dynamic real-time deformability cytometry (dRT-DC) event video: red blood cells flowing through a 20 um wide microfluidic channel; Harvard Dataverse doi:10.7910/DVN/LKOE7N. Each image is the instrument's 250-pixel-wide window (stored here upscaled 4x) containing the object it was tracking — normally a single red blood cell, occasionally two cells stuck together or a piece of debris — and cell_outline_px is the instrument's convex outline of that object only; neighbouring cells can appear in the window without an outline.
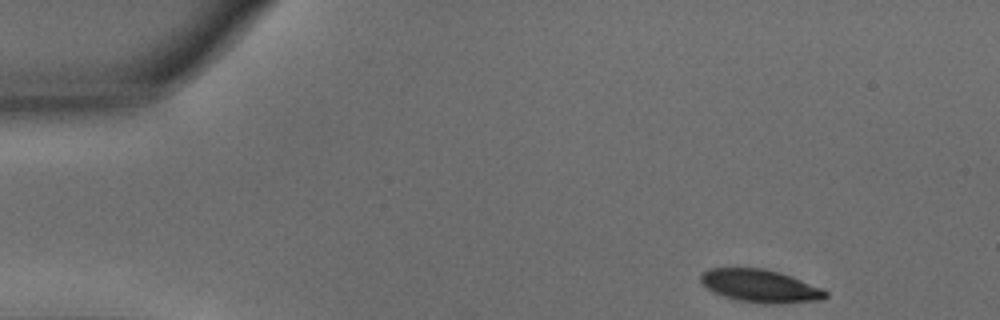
{"species": "common noctule bat (a hibernating species)", "species_latin": "Nyctalus noctula", "temperature_condition": "warm", "stored_images_in_passage": 37, "camera_frame_rate_fps": 3000, "um_per_image_px": 0.085, "animal": {"sex": "male", "body_mass_g": 15.6}, "frame": {"image": 1, "passage_image": 1, "time_ms": 0.0, "image_size_px": [1000, 320], "cell_outline_px": [[828, 296], [824, 300], [780, 304], [764, 304], [736, 300], [712, 292], [700, 280], [700, 272], [708, 268], [764, 268], [800, 280], [820, 288], [828, 292]], "centroid_in_image_um": [64.59, 24.32], "position_along_channel_um": 20.4, "area_um2": 23.87}}
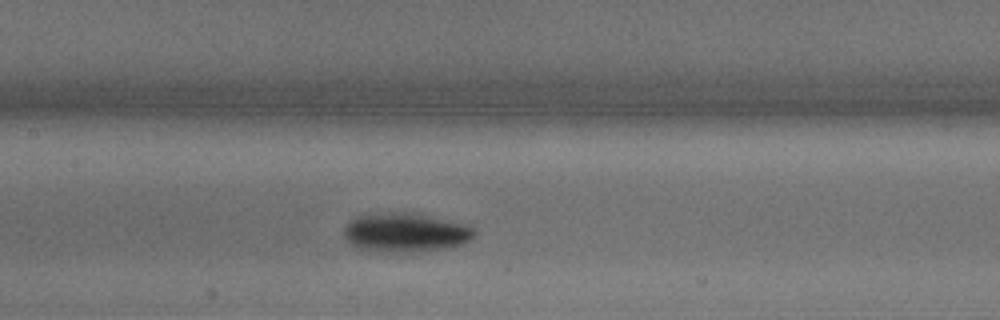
{"frame": {"image": 2, "passage_image": 20, "time_ms": 6.333, "image_size_px": [1000, 320], "cell_outline_px": [[476, 236], [452, 248], [416, 252], [372, 252], [360, 248], [352, 244], [344, 236], [344, 228], [352, 220], [360, 216], [392, 212], [404, 212], [468, 224], [476, 228]], "centroid_in_image_um": [34.52, 19.79], "position_along_channel_um": 172.9, "area_um2": 29.59}}
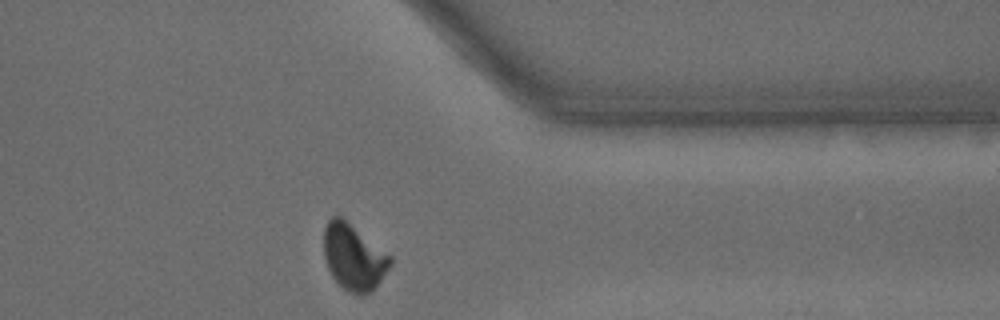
{"frame": {"image": 3, "passage_image": 37, "time_ms": 12.0, "image_size_px": [1000, 320], "cell_outline_px": [[392, 264], [372, 292], [360, 296], [348, 292], [332, 276], [328, 268], [324, 256], [324, 228], [328, 220], [332, 216], [340, 216], [392, 256]], "centroid_in_image_um": [30.07, 21.87], "position_along_channel_um": 381.3, "area_um2": 25.49}, "authors_computed_cell_mechanics": {"area_um2": 27.455, "velocity_mm_per_s": 3.8278, "shape_relaxation_time_tau1_ms": 2.3167, "shape_relaxation_time_tau2_ms": 2.2969, "deformation_change_tau1": 0.1356, "deformation_change_tau2": 0.0609}}